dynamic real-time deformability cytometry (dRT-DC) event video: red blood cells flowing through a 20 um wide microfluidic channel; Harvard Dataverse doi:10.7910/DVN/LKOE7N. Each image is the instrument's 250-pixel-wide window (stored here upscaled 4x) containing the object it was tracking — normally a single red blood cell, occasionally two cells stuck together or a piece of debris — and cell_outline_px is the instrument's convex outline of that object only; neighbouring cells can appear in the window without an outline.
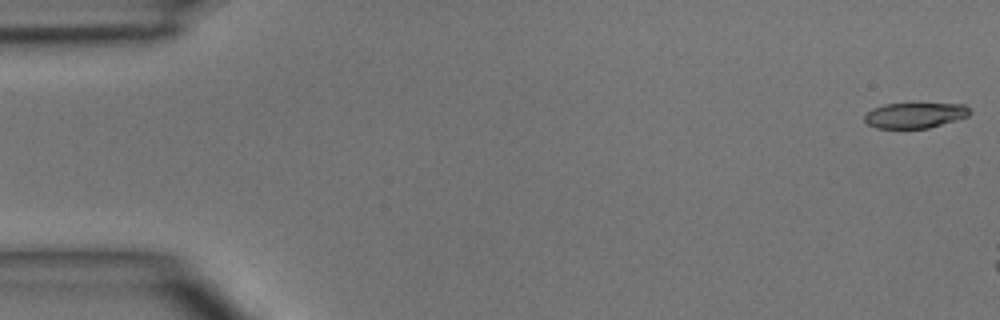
{"species": "common noctule bat (a hibernating species)", "species_latin": "Nyctalus noctula", "temperature_condition": "room temperature", "stored_images_in_passage": 3, "camera_frame_rate_fps": 3000, "um_per_image_px": 0.085, "animal": {"sex": "male", "body_mass_g": 15.6}, "frame": {"image": 1, "passage_image": 1, "time_ms": 0.0, "image_size_px": [1000, 320], "cell_outline_px": [[972, 112], [968, 116], [956, 120], [928, 128], [876, 128], [868, 124], [864, 120], [864, 116], [872, 108], [884, 104], [964, 104]], "centroid_in_image_um": [77.76, 9.8], "position_along_channel_um": 7.2, "area_um2": 15.49}}